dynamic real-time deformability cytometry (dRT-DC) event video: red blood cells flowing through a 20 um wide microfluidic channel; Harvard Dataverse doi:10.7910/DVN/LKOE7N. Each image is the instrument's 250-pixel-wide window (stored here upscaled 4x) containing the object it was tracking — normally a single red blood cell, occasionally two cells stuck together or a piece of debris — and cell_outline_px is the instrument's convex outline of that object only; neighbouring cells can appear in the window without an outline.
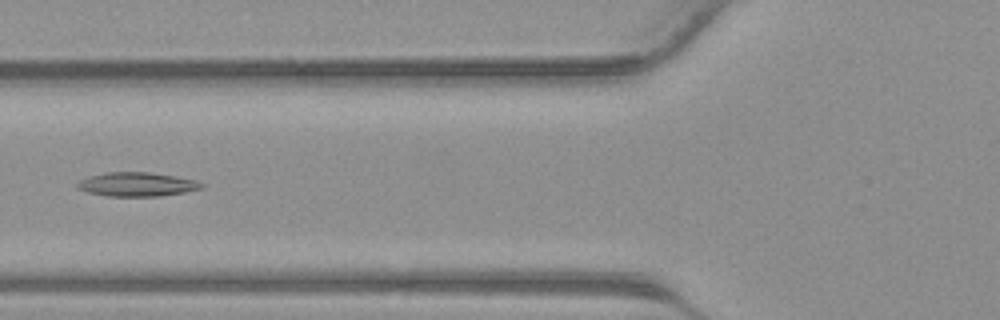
{"species": "common noctule bat (a hibernating species)", "species_latin": "Nyctalus noctula", "temperature_condition": "warm", "stored_images_in_passage": 29, "camera_frame_rate_fps": 3000, "um_per_image_px": 0.085, "animal": {"sex": "male", "body_mass_g": 23.1, "forearm_length_mm": 52.7}, "frame": {"image": 1, "passage_image": 7, "time_ms": 2.0, "image_size_px": [1000, 320], "cell_outline_px": [[204, 184], [200, 188], [184, 192], [160, 196], [108, 196], [88, 192], [76, 188], [76, 184], [80, 180], [104, 172], [148, 172], [196, 180]], "centroid_in_image_um": [11.6, 15.67], "position_along_channel_um": 114.2, "area_um2": 17.11}}
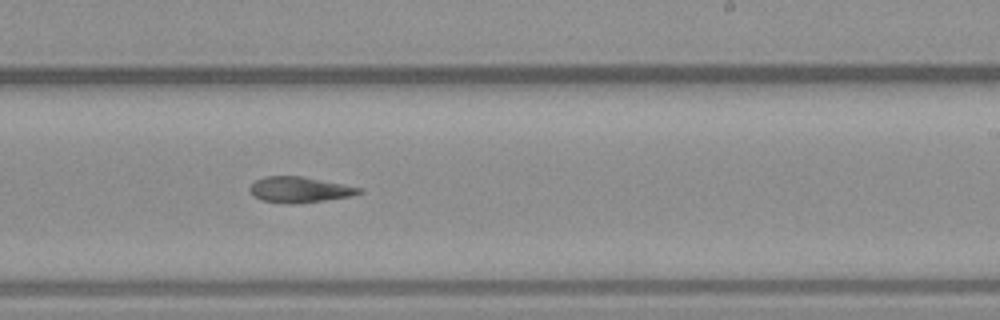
{"frame": {"image": 2, "passage_image": 16, "time_ms": 5.0, "image_size_px": [1000, 320], "cell_outline_px": [[364, 192], [348, 196], [324, 200], [264, 200], [256, 196], [248, 188], [256, 180], [264, 176], [300, 176], [360, 188]], "centroid_in_image_um": [25.46, 16.05], "position_along_channel_um": 263.5, "area_um2": 14.91}}
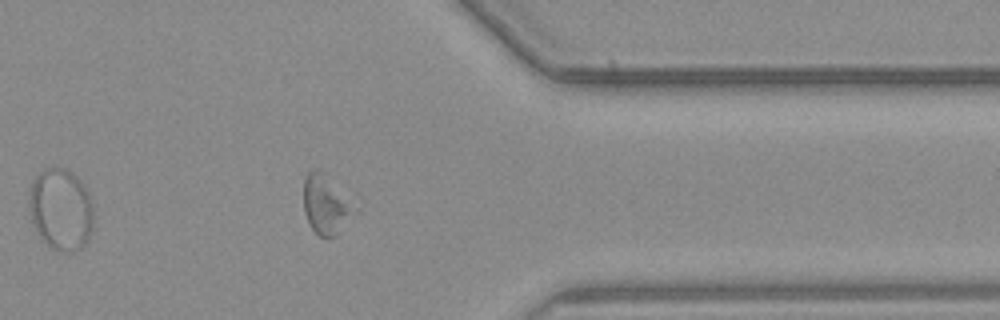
{"frame": {"image": 3, "passage_image": 24, "time_ms": 7.667, "image_size_px": [1000, 320], "cell_outline_px": [[364, 204], [336, 236], [328, 240], [320, 236], [312, 228], [304, 212], [304, 176], [308, 172], [316, 168], [324, 172], [360, 196]], "centroid_in_image_um": [27.93, 17.31], "position_along_channel_um": 383.5, "area_um2": 19.83}}